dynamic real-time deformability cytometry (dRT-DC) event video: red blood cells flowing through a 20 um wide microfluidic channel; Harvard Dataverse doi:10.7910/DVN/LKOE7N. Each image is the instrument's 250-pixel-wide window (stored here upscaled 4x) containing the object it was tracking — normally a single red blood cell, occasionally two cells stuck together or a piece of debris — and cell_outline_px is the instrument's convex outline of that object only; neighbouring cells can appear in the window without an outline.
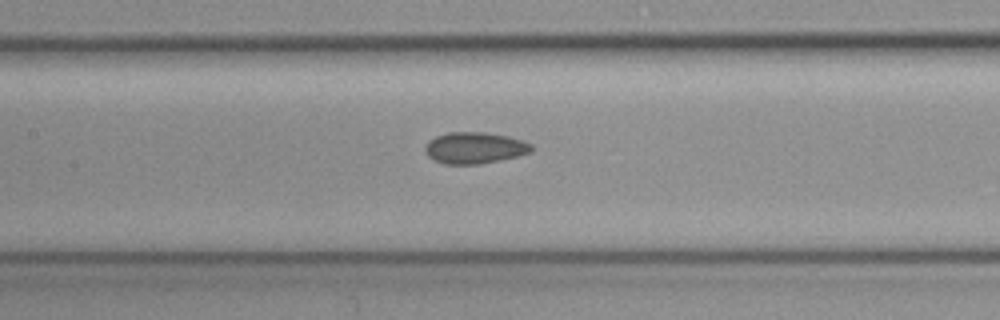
{"species": "common noctule bat (a hibernating species)", "species_latin": "Nyctalus noctula", "temperature_condition": "cold", "stored_images_in_passage": 7, "camera_frame_rate_fps": 3000, "um_per_image_px": 0.085, "animal": {"sex": "female", "body_mass_g": 19.3, "forearm_length_mm": 54.1}, "frame": {"image": 1, "passage_image": 7, "time_ms": 2.0, "image_size_px": [1000, 320], "cell_outline_px": [[532, 152], [516, 156], [480, 164], [444, 164], [428, 156], [424, 152], [424, 148], [428, 140], [436, 136], [448, 132], [488, 132], [508, 136], [524, 140], [532, 144]], "centroid_in_image_um": [40.34, 12.55], "position_along_channel_um": 167.1, "area_um2": 19.59}}